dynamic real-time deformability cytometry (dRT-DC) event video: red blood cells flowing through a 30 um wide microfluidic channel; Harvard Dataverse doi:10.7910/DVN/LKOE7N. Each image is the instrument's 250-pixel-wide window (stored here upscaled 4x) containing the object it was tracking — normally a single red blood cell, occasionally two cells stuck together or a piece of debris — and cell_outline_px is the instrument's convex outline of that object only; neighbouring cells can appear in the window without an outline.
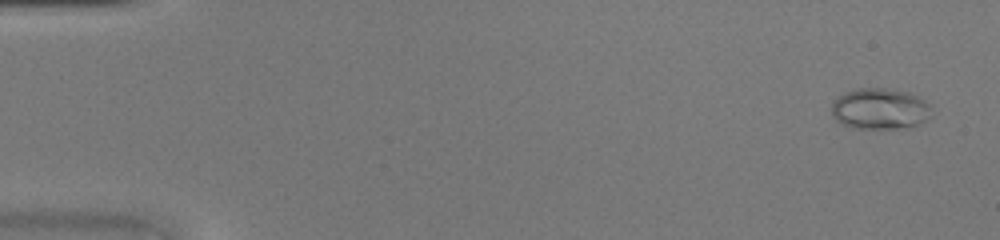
{"species": "common noctule bat (a hibernating species)", "species_latin": "Nyctalus noctula", "temperature_condition": "warm", "stored_images_in_passage": 45, "camera_frame_rate_fps": 3000, "um_per_image_px": 0.085, "animal": {"sex": "female", "body_mass_g": 20.0, "forearm_length_mm": 54.0}, "frame": {"image": 1, "passage_image": 2, "time_ms": 0.333, "image_size_px": [1000, 240], "cell_outline_px": [[932, 116], [916, 124], [896, 128], [852, 128], [840, 124], [832, 116], [832, 100], [844, 92], [856, 88], [884, 88], [908, 92], [924, 100], [928, 104]], "centroid_in_image_um": [74.72, 9.24], "position_along_channel_um": 10.3, "area_um2": 23.87}}
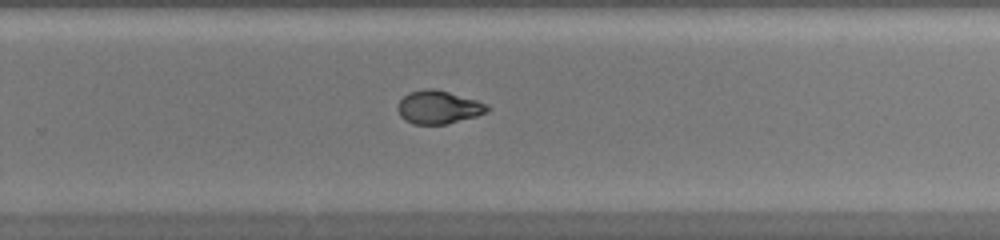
{"frame": {"image": 2, "passage_image": 30, "time_ms": 9.667, "image_size_px": [1000, 240], "cell_outline_px": [[488, 112], [476, 116], [448, 124], [412, 124], [404, 120], [400, 116], [396, 108], [400, 100], [408, 92], [424, 88], [432, 88], [448, 92], [476, 100], [488, 104]], "centroid_in_image_um": [37.23, 9.12], "position_along_channel_um": 292.6, "area_um2": 17.4}}
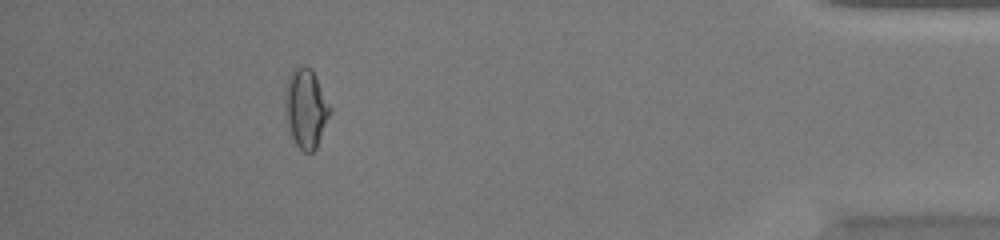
{"frame": {"image": 3, "passage_image": 41, "time_ms": 13.333, "image_size_px": [1000, 240], "cell_outline_px": [[332, 112], [316, 148], [312, 152], [304, 152], [296, 144], [292, 136], [288, 124], [284, 108], [284, 88], [288, 76], [292, 68], [304, 64], [312, 68], [332, 108]], "centroid_in_image_um": [26.0, 9.14], "position_along_channel_um": 409.2, "area_um2": 21.15}}